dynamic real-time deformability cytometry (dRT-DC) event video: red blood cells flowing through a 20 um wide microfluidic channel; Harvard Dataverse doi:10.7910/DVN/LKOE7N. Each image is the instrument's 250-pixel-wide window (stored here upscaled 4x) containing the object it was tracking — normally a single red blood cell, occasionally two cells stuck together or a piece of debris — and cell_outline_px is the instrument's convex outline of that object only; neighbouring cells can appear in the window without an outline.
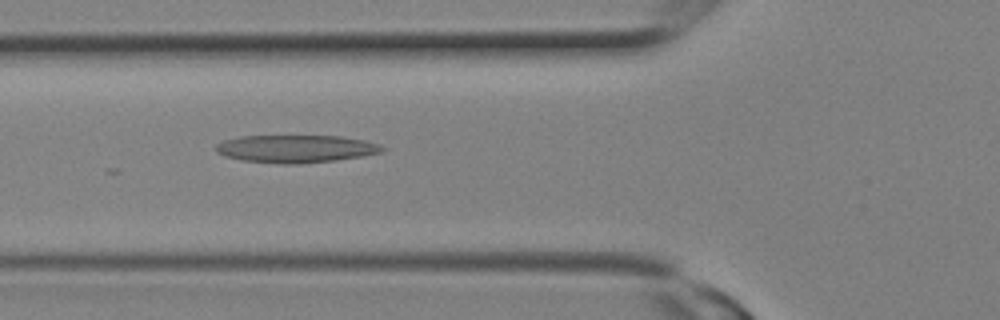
{"species": "Egyptian fruit bat (a non-hibernating species)", "species_latin": "Rousettus aegyptiacus", "temperature_condition": "room temperature", "stored_images_in_passage": 21, "camera_frame_rate_fps": 3000, "um_per_image_px": 0.085, "animal": {"sex": "female"}, "frame": {"image": 1, "passage_image": 6, "time_ms": 1.667, "image_size_px": [1000, 320], "cell_outline_px": [[388, 148], [380, 152], [364, 156], [336, 160], [296, 164], [280, 164], [244, 160], [224, 156], [216, 152], [216, 144], [224, 140], [240, 136], [340, 136], [364, 140], [380, 144]], "centroid_in_image_um": [25.17, 12.64], "position_along_channel_um": 100.6, "area_um2": 26.88}}
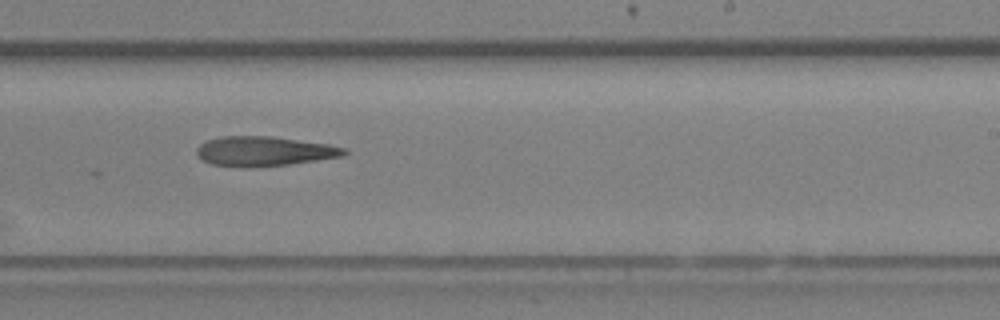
{"frame": {"image": 2, "passage_image": 12, "time_ms": 3.667, "image_size_px": [1000, 320], "cell_outline_px": [[348, 152], [344, 156], [288, 164], [212, 164], [200, 160], [196, 156], [196, 148], [200, 144], [208, 140], [220, 136], [272, 136], [328, 144], [344, 148]], "centroid_in_image_um": [22.45, 12.8], "position_along_channel_um": 266.5, "area_um2": 24.51}}
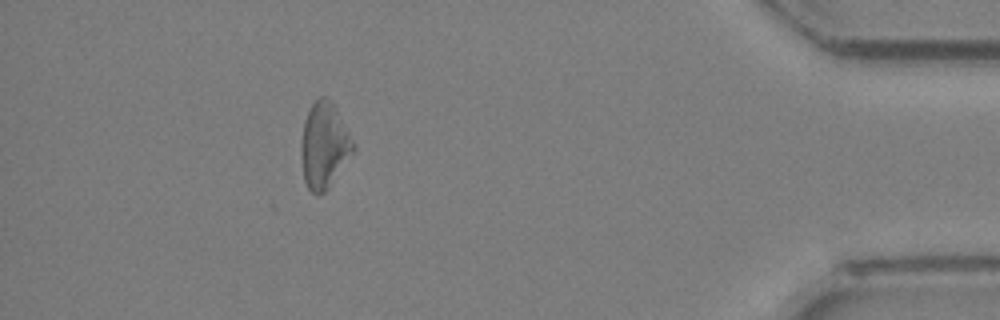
{"frame": {"image": 3, "passage_image": 19, "time_ms": 6.0, "image_size_px": [1000, 320], "cell_outline_px": [[356, 148], [328, 188], [320, 196], [316, 196], [308, 188], [304, 180], [300, 156], [300, 140], [304, 120], [312, 104], [320, 96], [324, 96], [332, 100], [356, 144]], "centroid_in_image_um": [27.54, 12.36], "position_along_channel_um": 407.7, "area_um2": 26.41}}